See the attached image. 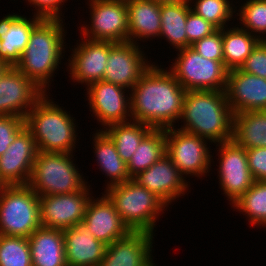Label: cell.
I'll return each mask as SVG.
<instances>
[{"label":"cell","instance_id":"1","mask_svg":"<svg viewBox=\"0 0 266 266\" xmlns=\"http://www.w3.org/2000/svg\"><path fill=\"white\" fill-rule=\"evenodd\" d=\"M185 93L170 68L152 64L131 89V118L154 129L171 128L181 117Z\"/></svg>","mask_w":266,"mask_h":266},{"label":"cell","instance_id":"2","mask_svg":"<svg viewBox=\"0 0 266 266\" xmlns=\"http://www.w3.org/2000/svg\"><path fill=\"white\" fill-rule=\"evenodd\" d=\"M233 116L225 91H186L180 117L184 125L179 130L211 143L227 142L232 140Z\"/></svg>","mask_w":266,"mask_h":266},{"label":"cell","instance_id":"3","mask_svg":"<svg viewBox=\"0 0 266 266\" xmlns=\"http://www.w3.org/2000/svg\"><path fill=\"white\" fill-rule=\"evenodd\" d=\"M62 23V20L57 19H41L33 27L21 59L15 65L45 92L65 49Z\"/></svg>","mask_w":266,"mask_h":266},{"label":"cell","instance_id":"4","mask_svg":"<svg viewBox=\"0 0 266 266\" xmlns=\"http://www.w3.org/2000/svg\"><path fill=\"white\" fill-rule=\"evenodd\" d=\"M53 103L45 94L28 112L25 123L39 152L73 153L77 139L74 118Z\"/></svg>","mask_w":266,"mask_h":266},{"label":"cell","instance_id":"5","mask_svg":"<svg viewBox=\"0 0 266 266\" xmlns=\"http://www.w3.org/2000/svg\"><path fill=\"white\" fill-rule=\"evenodd\" d=\"M105 194L112 201L122 222L131 232L154 234L156 220L159 214L167 208V204L162 199L132 178L106 188Z\"/></svg>","mask_w":266,"mask_h":266},{"label":"cell","instance_id":"6","mask_svg":"<svg viewBox=\"0 0 266 266\" xmlns=\"http://www.w3.org/2000/svg\"><path fill=\"white\" fill-rule=\"evenodd\" d=\"M71 153L38 152L28 185L40 196L70 194L87 187Z\"/></svg>","mask_w":266,"mask_h":266},{"label":"cell","instance_id":"7","mask_svg":"<svg viewBox=\"0 0 266 266\" xmlns=\"http://www.w3.org/2000/svg\"><path fill=\"white\" fill-rule=\"evenodd\" d=\"M41 226L39 196L29 185L0 186V235L29 238Z\"/></svg>","mask_w":266,"mask_h":266},{"label":"cell","instance_id":"8","mask_svg":"<svg viewBox=\"0 0 266 266\" xmlns=\"http://www.w3.org/2000/svg\"><path fill=\"white\" fill-rule=\"evenodd\" d=\"M177 51L170 71L186 91L226 90L228 70L222 62L204 58L191 47Z\"/></svg>","mask_w":266,"mask_h":266},{"label":"cell","instance_id":"9","mask_svg":"<svg viewBox=\"0 0 266 266\" xmlns=\"http://www.w3.org/2000/svg\"><path fill=\"white\" fill-rule=\"evenodd\" d=\"M166 154L182 175L200 177L210 171L211 151L207 139L174 127L165 129ZM209 169V170H208Z\"/></svg>","mask_w":266,"mask_h":266},{"label":"cell","instance_id":"10","mask_svg":"<svg viewBox=\"0 0 266 266\" xmlns=\"http://www.w3.org/2000/svg\"><path fill=\"white\" fill-rule=\"evenodd\" d=\"M89 2L91 25L90 29L88 25L81 27L83 38L114 43L127 42L129 24L126 0H90Z\"/></svg>","mask_w":266,"mask_h":266},{"label":"cell","instance_id":"11","mask_svg":"<svg viewBox=\"0 0 266 266\" xmlns=\"http://www.w3.org/2000/svg\"><path fill=\"white\" fill-rule=\"evenodd\" d=\"M45 94L15 66H7L0 75V115H16L25 119Z\"/></svg>","mask_w":266,"mask_h":266},{"label":"cell","instance_id":"12","mask_svg":"<svg viewBox=\"0 0 266 266\" xmlns=\"http://www.w3.org/2000/svg\"><path fill=\"white\" fill-rule=\"evenodd\" d=\"M220 151L219 183L231 204L235 203L253 185L246 149L233 140L217 144Z\"/></svg>","mask_w":266,"mask_h":266},{"label":"cell","instance_id":"13","mask_svg":"<svg viewBox=\"0 0 266 266\" xmlns=\"http://www.w3.org/2000/svg\"><path fill=\"white\" fill-rule=\"evenodd\" d=\"M91 195L88 186L70 194L39 197V212L42 227L65 230L82 222Z\"/></svg>","mask_w":266,"mask_h":266},{"label":"cell","instance_id":"14","mask_svg":"<svg viewBox=\"0 0 266 266\" xmlns=\"http://www.w3.org/2000/svg\"><path fill=\"white\" fill-rule=\"evenodd\" d=\"M38 152L26 127L0 156V186L28 185Z\"/></svg>","mask_w":266,"mask_h":266},{"label":"cell","instance_id":"15","mask_svg":"<svg viewBox=\"0 0 266 266\" xmlns=\"http://www.w3.org/2000/svg\"><path fill=\"white\" fill-rule=\"evenodd\" d=\"M140 49L130 41L115 43L109 51L103 81L131 90L152 65Z\"/></svg>","mask_w":266,"mask_h":266},{"label":"cell","instance_id":"16","mask_svg":"<svg viewBox=\"0 0 266 266\" xmlns=\"http://www.w3.org/2000/svg\"><path fill=\"white\" fill-rule=\"evenodd\" d=\"M126 89L120 85L94 82L87 87L88 101L92 112L104 128L112 124L131 120L130 97H125ZM127 99V100H126Z\"/></svg>","mask_w":266,"mask_h":266},{"label":"cell","instance_id":"17","mask_svg":"<svg viewBox=\"0 0 266 266\" xmlns=\"http://www.w3.org/2000/svg\"><path fill=\"white\" fill-rule=\"evenodd\" d=\"M226 96L234 114L266 110V79L239 69L228 71Z\"/></svg>","mask_w":266,"mask_h":266},{"label":"cell","instance_id":"18","mask_svg":"<svg viewBox=\"0 0 266 266\" xmlns=\"http://www.w3.org/2000/svg\"><path fill=\"white\" fill-rule=\"evenodd\" d=\"M80 45L73 50L72 57L69 59V69L71 79L78 81L77 83H85L87 87L103 80L109 51L115 44L109 41H96L84 39Z\"/></svg>","mask_w":266,"mask_h":266},{"label":"cell","instance_id":"19","mask_svg":"<svg viewBox=\"0 0 266 266\" xmlns=\"http://www.w3.org/2000/svg\"><path fill=\"white\" fill-rule=\"evenodd\" d=\"M184 178L171 158L165 154L147 170L140 172L132 179L169 205L182 196L181 194L185 195L188 182Z\"/></svg>","mask_w":266,"mask_h":266},{"label":"cell","instance_id":"20","mask_svg":"<svg viewBox=\"0 0 266 266\" xmlns=\"http://www.w3.org/2000/svg\"><path fill=\"white\" fill-rule=\"evenodd\" d=\"M88 201L84 219L87 230L94 237L110 245L116 240L126 237L131 231L122 222L112 201L103 194L101 198Z\"/></svg>","mask_w":266,"mask_h":266},{"label":"cell","instance_id":"21","mask_svg":"<svg viewBox=\"0 0 266 266\" xmlns=\"http://www.w3.org/2000/svg\"><path fill=\"white\" fill-rule=\"evenodd\" d=\"M153 236L148 232H130L106 246L99 266H156L151 256Z\"/></svg>","mask_w":266,"mask_h":266},{"label":"cell","instance_id":"22","mask_svg":"<svg viewBox=\"0 0 266 266\" xmlns=\"http://www.w3.org/2000/svg\"><path fill=\"white\" fill-rule=\"evenodd\" d=\"M63 234L68 266L100 265L107 245L90 234L83 221L63 230Z\"/></svg>","mask_w":266,"mask_h":266},{"label":"cell","instance_id":"23","mask_svg":"<svg viewBox=\"0 0 266 266\" xmlns=\"http://www.w3.org/2000/svg\"><path fill=\"white\" fill-rule=\"evenodd\" d=\"M41 20H32L13 14L0 20V60L7 66H15L21 59L32 33L33 27Z\"/></svg>","mask_w":266,"mask_h":266},{"label":"cell","instance_id":"24","mask_svg":"<svg viewBox=\"0 0 266 266\" xmlns=\"http://www.w3.org/2000/svg\"><path fill=\"white\" fill-rule=\"evenodd\" d=\"M126 5L129 24L128 41L138 44L137 39L159 38L160 3L153 0H126Z\"/></svg>","mask_w":266,"mask_h":266},{"label":"cell","instance_id":"25","mask_svg":"<svg viewBox=\"0 0 266 266\" xmlns=\"http://www.w3.org/2000/svg\"><path fill=\"white\" fill-rule=\"evenodd\" d=\"M32 266H68L62 230L40 227L28 238Z\"/></svg>","mask_w":266,"mask_h":266},{"label":"cell","instance_id":"26","mask_svg":"<svg viewBox=\"0 0 266 266\" xmlns=\"http://www.w3.org/2000/svg\"><path fill=\"white\" fill-rule=\"evenodd\" d=\"M232 140L245 149L266 147V110L234 114Z\"/></svg>","mask_w":266,"mask_h":266},{"label":"cell","instance_id":"27","mask_svg":"<svg viewBox=\"0 0 266 266\" xmlns=\"http://www.w3.org/2000/svg\"><path fill=\"white\" fill-rule=\"evenodd\" d=\"M99 131L94 134L93 146H95L94 153L98 165L110 178L106 188L128 181L131 178L127 171V164L119 156L110 136L102 129Z\"/></svg>","mask_w":266,"mask_h":266},{"label":"cell","instance_id":"28","mask_svg":"<svg viewBox=\"0 0 266 266\" xmlns=\"http://www.w3.org/2000/svg\"><path fill=\"white\" fill-rule=\"evenodd\" d=\"M223 28V64L228 71L239 69L261 41L241 27Z\"/></svg>","mask_w":266,"mask_h":266},{"label":"cell","instance_id":"29","mask_svg":"<svg viewBox=\"0 0 266 266\" xmlns=\"http://www.w3.org/2000/svg\"><path fill=\"white\" fill-rule=\"evenodd\" d=\"M187 3H160L161 31L159 37H165L177 50L187 47L186 21L191 9Z\"/></svg>","mask_w":266,"mask_h":266},{"label":"cell","instance_id":"30","mask_svg":"<svg viewBox=\"0 0 266 266\" xmlns=\"http://www.w3.org/2000/svg\"><path fill=\"white\" fill-rule=\"evenodd\" d=\"M132 122V123H131ZM113 140L121 159L127 164L141 141L154 129L147 124L128 121L104 128Z\"/></svg>","mask_w":266,"mask_h":266},{"label":"cell","instance_id":"31","mask_svg":"<svg viewBox=\"0 0 266 266\" xmlns=\"http://www.w3.org/2000/svg\"><path fill=\"white\" fill-rule=\"evenodd\" d=\"M166 154L165 129H153L139 144L127 163L130 178L147 170Z\"/></svg>","mask_w":266,"mask_h":266},{"label":"cell","instance_id":"32","mask_svg":"<svg viewBox=\"0 0 266 266\" xmlns=\"http://www.w3.org/2000/svg\"><path fill=\"white\" fill-rule=\"evenodd\" d=\"M233 207L247 214L253 226H266V181H254L248 191L233 203Z\"/></svg>","mask_w":266,"mask_h":266},{"label":"cell","instance_id":"33","mask_svg":"<svg viewBox=\"0 0 266 266\" xmlns=\"http://www.w3.org/2000/svg\"><path fill=\"white\" fill-rule=\"evenodd\" d=\"M0 266H32L28 238L0 235Z\"/></svg>","mask_w":266,"mask_h":266},{"label":"cell","instance_id":"34","mask_svg":"<svg viewBox=\"0 0 266 266\" xmlns=\"http://www.w3.org/2000/svg\"><path fill=\"white\" fill-rule=\"evenodd\" d=\"M191 10L203 17L217 29L227 28L226 22L233 16L234 9L228 0H195ZM226 25V26H225Z\"/></svg>","mask_w":266,"mask_h":266},{"label":"cell","instance_id":"35","mask_svg":"<svg viewBox=\"0 0 266 266\" xmlns=\"http://www.w3.org/2000/svg\"><path fill=\"white\" fill-rule=\"evenodd\" d=\"M239 20L243 27L251 34L256 35L261 41H264L263 35L266 34V0H248L240 8ZM251 31V32H250ZM255 32V33H253ZM263 34L257 36V34Z\"/></svg>","mask_w":266,"mask_h":266},{"label":"cell","instance_id":"36","mask_svg":"<svg viewBox=\"0 0 266 266\" xmlns=\"http://www.w3.org/2000/svg\"><path fill=\"white\" fill-rule=\"evenodd\" d=\"M27 127L25 119L16 115H0V156Z\"/></svg>","mask_w":266,"mask_h":266},{"label":"cell","instance_id":"37","mask_svg":"<svg viewBox=\"0 0 266 266\" xmlns=\"http://www.w3.org/2000/svg\"><path fill=\"white\" fill-rule=\"evenodd\" d=\"M223 29H217L211 35L206 36L191 45L202 57L220 61L223 63Z\"/></svg>","mask_w":266,"mask_h":266},{"label":"cell","instance_id":"38","mask_svg":"<svg viewBox=\"0 0 266 266\" xmlns=\"http://www.w3.org/2000/svg\"><path fill=\"white\" fill-rule=\"evenodd\" d=\"M185 28L187 36V47H191V45L195 42L211 35L217 30L214 25L206 21L203 17L197 15L191 9L188 12Z\"/></svg>","mask_w":266,"mask_h":266},{"label":"cell","instance_id":"39","mask_svg":"<svg viewBox=\"0 0 266 266\" xmlns=\"http://www.w3.org/2000/svg\"><path fill=\"white\" fill-rule=\"evenodd\" d=\"M240 69L266 79V41H260Z\"/></svg>","mask_w":266,"mask_h":266},{"label":"cell","instance_id":"40","mask_svg":"<svg viewBox=\"0 0 266 266\" xmlns=\"http://www.w3.org/2000/svg\"><path fill=\"white\" fill-rule=\"evenodd\" d=\"M248 165L255 181H266V147L246 149Z\"/></svg>","mask_w":266,"mask_h":266},{"label":"cell","instance_id":"41","mask_svg":"<svg viewBox=\"0 0 266 266\" xmlns=\"http://www.w3.org/2000/svg\"><path fill=\"white\" fill-rule=\"evenodd\" d=\"M66 0H28L29 4H32L37 12L35 16L41 19H57L62 20L60 16V5Z\"/></svg>","mask_w":266,"mask_h":266},{"label":"cell","instance_id":"42","mask_svg":"<svg viewBox=\"0 0 266 266\" xmlns=\"http://www.w3.org/2000/svg\"><path fill=\"white\" fill-rule=\"evenodd\" d=\"M155 2H158V3H187V2H191V0H153Z\"/></svg>","mask_w":266,"mask_h":266},{"label":"cell","instance_id":"43","mask_svg":"<svg viewBox=\"0 0 266 266\" xmlns=\"http://www.w3.org/2000/svg\"><path fill=\"white\" fill-rule=\"evenodd\" d=\"M7 65L0 60V75L6 69Z\"/></svg>","mask_w":266,"mask_h":266}]
</instances>
